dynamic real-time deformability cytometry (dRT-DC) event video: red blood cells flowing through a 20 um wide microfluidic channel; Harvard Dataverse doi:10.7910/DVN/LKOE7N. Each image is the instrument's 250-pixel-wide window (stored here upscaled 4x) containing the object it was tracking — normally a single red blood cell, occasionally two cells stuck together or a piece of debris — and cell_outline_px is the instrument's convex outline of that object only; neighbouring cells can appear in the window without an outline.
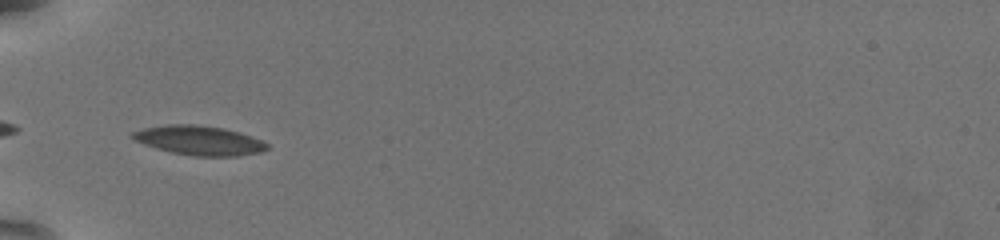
{"species": "common noctule bat (a hibernating species)", "species_latin": "Nyctalus noctula", "temperature_condition": "warm", "stored_images_in_passage": 36, "camera_frame_rate_fps": 3000, "um_per_image_px": 0.085, "animal": {"sex": "female", "body_mass_g": 19.5, "forearm_length_mm": 54.1}, "frame": {"image": 1, "passage_image": 1, "time_ms": 0.0, "image_size_px": [1000, 240], "cell_outline_px": [[268, 148], [260, 152], [236, 156], [192, 156], [172, 152], [156, 148], [144, 144], [128, 136], [132, 132], [144, 128], [168, 124], [196, 124], [224, 128], [240, 132], [264, 140], [268, 144]], "centroid_in_image_um": [16.95, 11.93], "position_along_channel_um": 68.1, "area_um2": 23.12}}
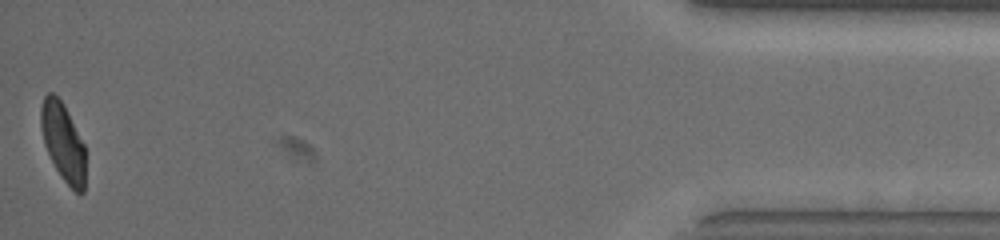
{"frame": {"image": 2, "passage_image": 36, "time_ms": 11.667, "image_size_px": [1000, 240], "cell_outline_px": [[84, 192], [76, 192], [64, 180], [56, 168], [44, 144], [40, 124], [40, 108], [44, 96], [48, 92], [52, 92], [64, 104], [84, 144]], "centroid_in_image_um": [5.34, 12.02], "position_along_channel_um": 429.9, "area_um2": 19.94}, "authors_computed_cell_mechanics": {"area_um2": 22.6576, "velocity_mm_per_s": 3.8017, "shape_relaxation_time_tau1_ms": 3.4067, "shape_relaxation_time_tau2_ms": 1.0318, "deformation_change_tau1": 0.1424, "deformation_change_tau2": 0.0575}}